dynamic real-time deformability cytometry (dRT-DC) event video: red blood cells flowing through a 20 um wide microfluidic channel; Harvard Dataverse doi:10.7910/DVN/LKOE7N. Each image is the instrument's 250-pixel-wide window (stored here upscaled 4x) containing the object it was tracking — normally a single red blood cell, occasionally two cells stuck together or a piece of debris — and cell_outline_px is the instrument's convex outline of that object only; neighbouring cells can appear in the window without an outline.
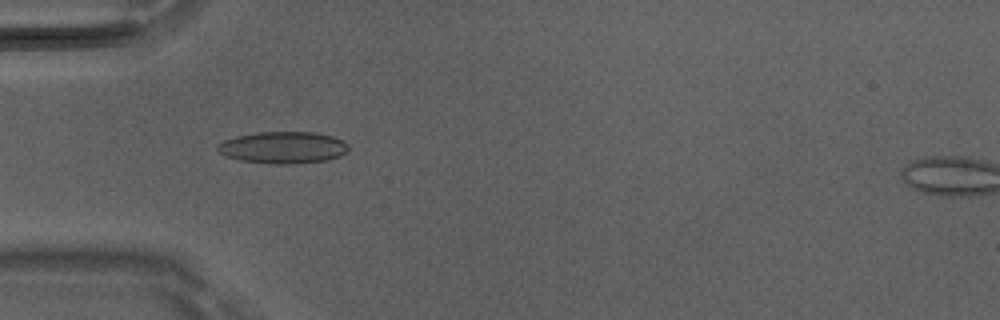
{"species": "Egyptian fruit bat (a non-hibernating species)", "species_latin": "Rousettus aegyptiacus", "temperature_condition": "room temperature", "stored_images_in_passage": 2, "camera_frame_rate_fps": 3000, "um_per_image_px": 0.085, "animal": {"sex": "male"}, "frame": {"image": 1, "passage_image": 1, "time_ms": 0.0, "image_size_px": [1000, 320], "cell_outline_px": [[348, 152], [340, 156], [328, 160], [296, 164], [272, 164], [240, 160], [228, 156], [220, 152], [216, 148], [216, 144], [224, 140], [236, 136], [260, 132], [316, 132], [332, 136], [348, 144]], "centroid_in_image_um": [24.08, 12.54], "position_along_channel_um": 60.9, "area_um2": 24.39}}